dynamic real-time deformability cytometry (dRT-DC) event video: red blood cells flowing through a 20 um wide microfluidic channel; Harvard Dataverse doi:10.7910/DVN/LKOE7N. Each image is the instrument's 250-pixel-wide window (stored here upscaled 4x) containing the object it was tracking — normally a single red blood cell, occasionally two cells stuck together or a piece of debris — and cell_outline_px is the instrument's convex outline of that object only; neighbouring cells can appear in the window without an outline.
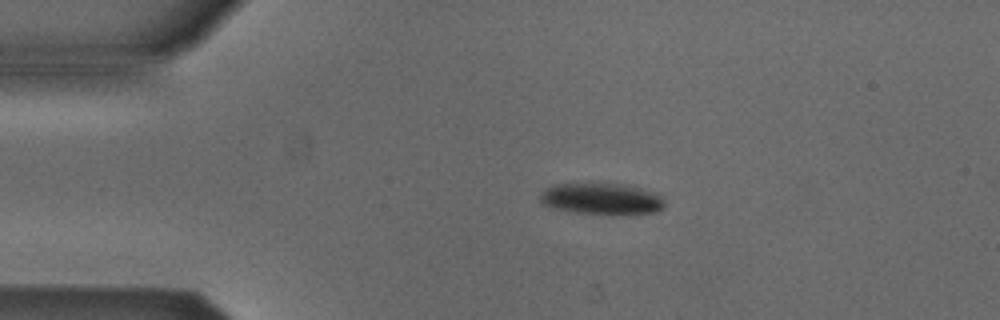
{"species": "Egyptian fruit bat (a non-hibernating species)", "species_latin": "Rousettus aegyptiacus", "temperature_condition": "cold", "stored_images_in_passage": 3, "camera_frame_rate_fps": 3000, "um_per_image_px": 0.085, "animal": {"sex": "male"}, "frame": {"image": 1, "passage_image": 1, "time_ms": 0.0, "image_size_px": [1000, 320], "cell_outline_px": [[664, 208], [656, 212], [616, 216], [576, 212], [556, 208], [540, 204], [540, 192], [544, 188], [556, 184], [624, 184], [656, 192], [664, 200]], "centroid_in_image_um": [51.16, 16.92], "position_along_channel_um": 33.8, "area_um2": 23.18}}